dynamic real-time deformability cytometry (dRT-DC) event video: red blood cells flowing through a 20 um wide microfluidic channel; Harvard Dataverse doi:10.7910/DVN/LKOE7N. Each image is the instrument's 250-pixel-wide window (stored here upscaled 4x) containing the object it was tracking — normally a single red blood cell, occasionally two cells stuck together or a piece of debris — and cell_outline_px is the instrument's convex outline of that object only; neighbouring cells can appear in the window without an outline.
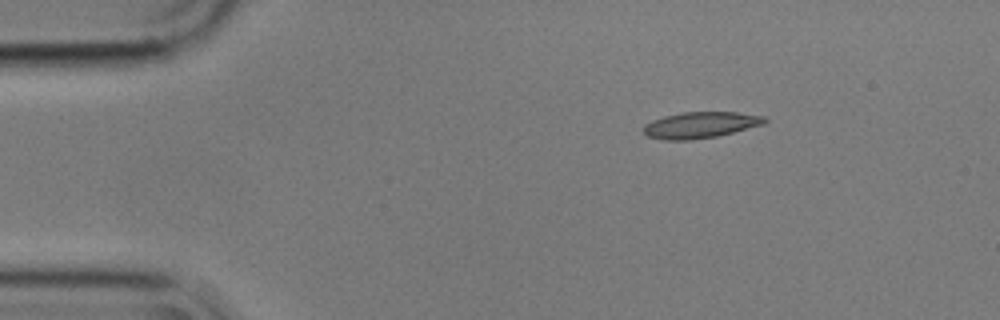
{"species": "common noctule bat (a hibernating species)", "species_latin": "Nyctalus noctula", "temperature_condition": "cold", "stored_images_in_passage": 3, "camera_frame_rate_fps": 3000, "um_per_image_px": 0.085, "animal": {"sex": "male", "body_mass_g": 17.9}, "frame": {"image": 1, "passage_image": 1, "time_ms": 0.0, "image_size_px": [1000, 320], "cell_outline_px": [[768, 120], [764, 124], [716, 136], [692, 140], [664, 140], [648, 136], [644, 132], [644, 124], [652, 120], [664, 116], [684, 112], [736, 112], [764, 116]], "centroid_in_image_um": [59.53, 10.62], "position_along_channel_um": 25.5, "area_um2": 18.38}}